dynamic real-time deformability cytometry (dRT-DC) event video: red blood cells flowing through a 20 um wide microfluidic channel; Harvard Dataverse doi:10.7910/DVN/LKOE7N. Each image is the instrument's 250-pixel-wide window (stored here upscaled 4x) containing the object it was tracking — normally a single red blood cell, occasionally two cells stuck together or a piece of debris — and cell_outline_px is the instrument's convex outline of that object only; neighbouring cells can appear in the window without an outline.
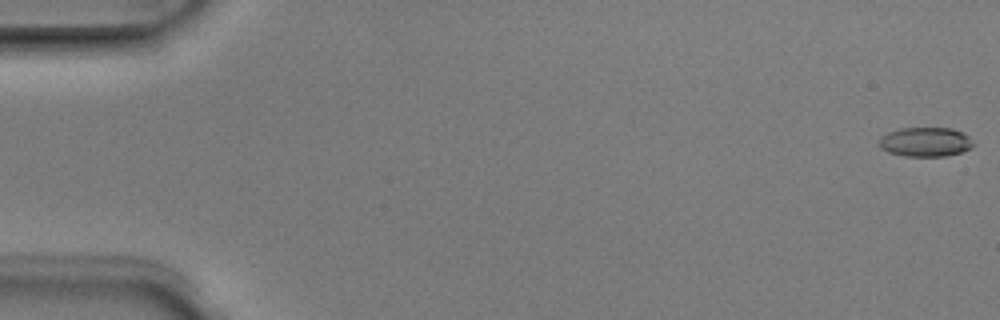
{"species": "Egyptian fruit bat (a non-hibernating species)", "species_latin": "Rousettus aegyptiacus", "temperature_condition": "room temperature", "stored_images_in_passage": 5, "camera_frame_rate_fps": 3000, "um_per_image_px": 0.085, "animal": {"sex": "male"}, "frame": {"image": 1, "passage_image": 1, "time_ms": 0.0, "image_size_px": [1000, 320], "cell_outline_px": [[976, 144], [972, 148], [960, 152], [944, 156], [904, 156], [888, 152], [880, 148], [880, 136], [888, 132], [900, 128], [952, 128], [964, 132]], "centroid_in_image_um": [78.68, 12.06], "position_along_channel_um": 6.3, "area_um2": 16.24}}
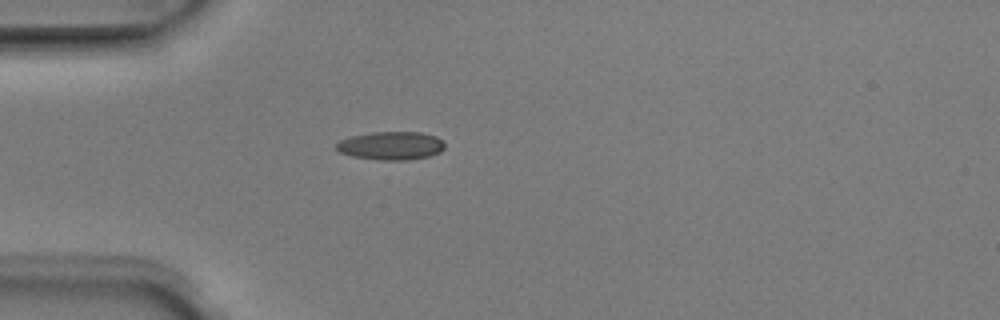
{"frame": {"image": 2, "passage_image": 5, "time_ms": 1.333, "image_size_px": [1000, 320], "cell_outline_px": [[444, 148], [440, 152], [428, 156], [408, 160], [380, 160], [352, 156], [340, 152], [336, 148], [336, 144], [340, 140], [352, 136], [372, 132], [420, 132], [436, 136], [444, 140]], "centroid_in_image_um": [33.26, 12.38], "position_along_channel_um": 51.7, "area_um2": 17.86}}